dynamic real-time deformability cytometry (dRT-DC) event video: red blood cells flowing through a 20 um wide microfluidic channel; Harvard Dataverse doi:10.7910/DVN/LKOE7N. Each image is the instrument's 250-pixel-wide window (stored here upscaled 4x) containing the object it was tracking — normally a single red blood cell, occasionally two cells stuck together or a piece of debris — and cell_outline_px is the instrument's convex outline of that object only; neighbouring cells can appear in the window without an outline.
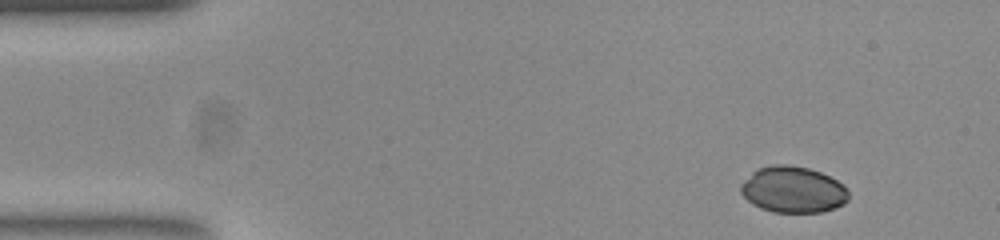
{"species": "common noctule bat (a hibernating species)", "species_latin": "Nyctalus noctula", "temperature_condition": "room temperature", "stored_images_in_passage": 50, "camera_frame_rate_fps": 3000, "um_per_image_px": 0.085, "animal": {"sex": "female", "body_mass_g": 23.0, "forearm_length_mm": 53.4}, "frame": {"image": 1, "passage_image": 1, "time_ms": 0.0, "image_size_px": [1000, 240], "cell_outline_px": [[848, 200], [844, 204], [820, 212], [776, 212], [760, 208], [752, 204], [740, 192], [740, 184], [752, 172], [760, 168], [772, 164], [788, 164], [808, 168], [820, 172], [844, 184], [848, 188]], "centroid_in_image_um": [67.4, 16.11], "position_along_channel_um": 17.6, "area_um2": 29.07}}
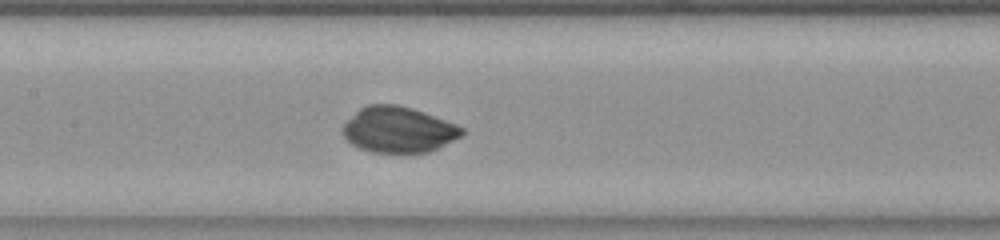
{"frame": {"image": 2, "passage_image": 21, "time_ms": 6.667, "image_size_px": [1000, 240], "cell_outline_px": [[464, 132], [460, 136], [428, 152], [372, 152], [360, 148], [352, 144], [344, 136], [344, 124], [360, 108], [368, 104], [396, 104], [412, 108], [424, 112], [456, 124], [464, 128]], "centroid_in_image_um": [33.86, 11.01], "position_along_channel_um": 173.5, "area_um2": 31.27}}
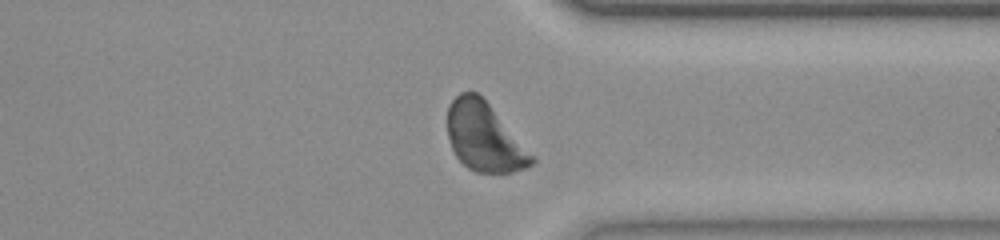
{"frame": {"image": 3, "passage_image": 37, "time_ms": 12.0, "image_size_px": [1000, 240], "cell_outline_px": [[536, 160], [532, 164], [524, 168], [512, 172], [476, 172], [468, 168], [456, 156], [452, 148], [448, 136], [448, 104], [460, 92], [476, 92], [488, 104], [536, 156]], "centroid_in_image_um": [41.18, 11.66], "position_along_channel_um": 370.2, "area_um2": 33.41}}